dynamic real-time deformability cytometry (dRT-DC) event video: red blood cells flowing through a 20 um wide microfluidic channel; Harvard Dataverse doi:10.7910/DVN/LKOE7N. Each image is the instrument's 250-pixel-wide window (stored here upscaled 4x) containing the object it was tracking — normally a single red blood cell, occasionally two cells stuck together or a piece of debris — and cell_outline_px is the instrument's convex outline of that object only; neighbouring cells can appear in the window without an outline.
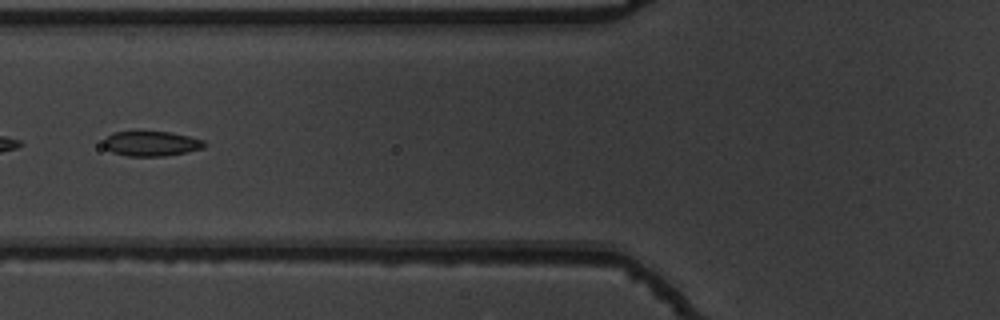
{"species": "common noctule bat (a hibernating species)", "species_latin": "Nyctalus noctula", "temperature_condition": "warm", "stored_images_in_passage": 30, "camera_frame_rate_fps": 3000, "um_per_image_px": 0.085, "animal": {"sex": "male", "body_mass_g": 19.5, "forearm_length_mm": 54.6}, "frame": {"image": 1, "passage_image": 22, "time_ms": 7.0, "image_size_px": [1000, 320], "cell_outline_px": [[204, 148], [164, 156], [128, 156], [112, 152], [104, 148], [104, 140], [112, 132], [168, 132], [188, 136], [204, 140]], "centroid_in_image_um": [12.83, 12.21], "position_along_channel_um": 113.0, "area_um2": 14.39}}